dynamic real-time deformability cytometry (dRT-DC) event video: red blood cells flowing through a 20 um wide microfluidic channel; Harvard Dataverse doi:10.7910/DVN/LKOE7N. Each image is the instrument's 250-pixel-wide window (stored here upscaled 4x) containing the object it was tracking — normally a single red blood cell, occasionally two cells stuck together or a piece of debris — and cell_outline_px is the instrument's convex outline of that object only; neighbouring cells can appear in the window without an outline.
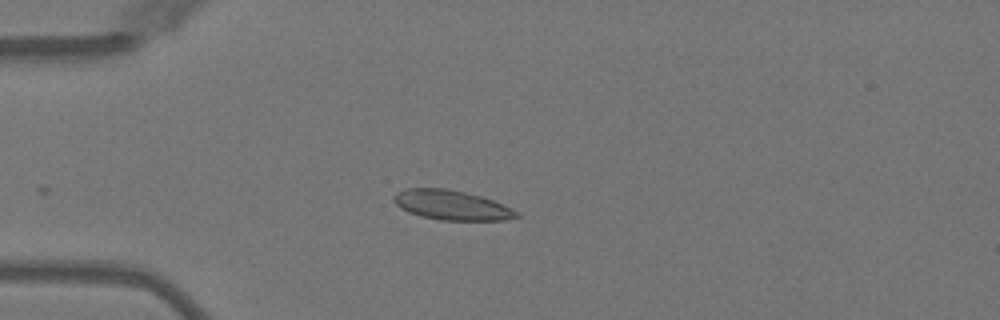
{"species": "Egyptian fruit bat (a non-hibernating species)", "species_latin": "Rousettus aegyptiacus", "temperature_condition": "warm", "stored_images_in_passage": 30, "camera_frame_rate_fps": 3000, "um_per_image_px": 0.085, "animal": {"sex": "female"}, "frame": {"image": 1, "passage_image": 2, "time_ms": 0.333, "image_size_px": [1000, 320], "cell_outline_px": [[520, 216], [504, 220], [440, 220], [420, 216], [408, 212], [400, 208], [392, 200], [392, 196], [396, 192], [408, 188], [444, 188], [464, 192], [480, 196], [492, 200], [512, 208], [520, 212]], "centroid_in_image_um": [38.36, 17.44], "position_along_channel_um": 46.6, "area_um2": 21.27}}
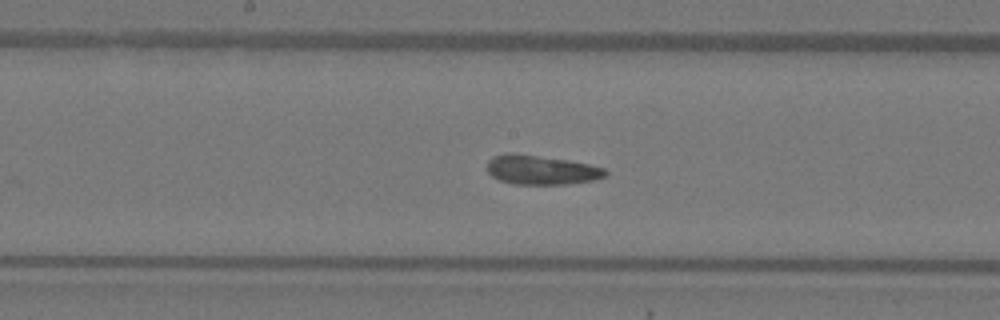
{"frame": {"image": 2, "passage_image": 15, "time_ms": 4.667, "image_size_px": [1000, 320], "cell_outline_px": [[608, 172], [604, 176], [592, 180], [568, 184], [516, 184], [500, 180], [492, 176], [488, 172], [488, 160], [492, 156], [536, 156], [568, 160], [588, 164], [604, 168]], "centroid_in_image_um": [46.06, 14.48], "position_along_channel_um": 202.1, "area_um2": 19.31}}
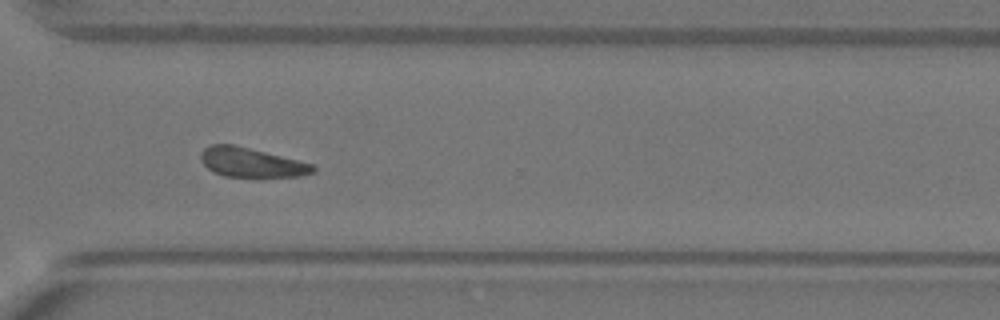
{"frame": {"image": 3, "passage_image": 26, "time_ms": 8.333, "image_size_px": [1000, 320], "cell_outline_px": [[316, 172], [300, 176], [224, 176], [212, 172], [200, 160], [200, 152], [204, 148], [212, 144], [232, 144], [312, 164], [316, 168]], "centroid_in_image_um": [21.31, 13.81], "position_along_channel_um": 349.3, "area_um2": 18.84}, "authors_computed_cell_mechanics": {"area_um2": 20.23, "velocity_mm_per_s": 4.0249, "shape_relaxation_time_tau1_ms": 2.8808, "shape_relaxation_time_tau2_ms": 8.6542, "deformation_change_tau1": 0.089, "deformation_change_tau2": 0.1704}}